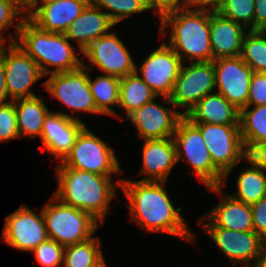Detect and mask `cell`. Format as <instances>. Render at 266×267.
<instances>
[{
    "label": "cell",
    "instance_id": "cell-32",
    "mask_svg": "<svg viewBox=\"0 0 266 267\" xmlns=\"http://www.w3.org/2000/svg\"><path fill=\"white\" fill-rule=\"evenodd\" d=\"M213 6L225 18L254 30L255 0H218Z\"/></svg>",
    "mask_w": 266,
    "mask_h": 267
},
{
    "label": "cell",
    "instance_id": "cell-40",
    "mask_svg": "<svg viewBox=\"0 0 266 267\" xmlns=\"http://www.w3.org/2000/svg\"><path fill=\"white\" fill-rule=\"evenodd\" d=\"M246 158L256 167L266 171V141L254 144L246 152Z\"/></svg>",
    "mask_w": 266,
    "mask_h": 267
},
{
    "label": "cell",
    "instance_id": "cell-25",
    "mask_svg": "<svg viewBox=\"0 0 266 267\" xmlns=\"http://www.w3.org/2000/svg\"><path fill=\"white\" fill-rule=\"evenodd\" d=\"M45 103L38 95L14 100L20 138L40 140L44 120L51 112Z\"/></svg>",
    "mask_w": 266,
    "mask_h": 267
},
{
    "label": "cell",
    "instance_id": "cell-17",
    "mask_svg": "<svg viewBox=\"0 0 266 267\" xmlns=\"http://www.w3.org/2000/svg\"><path fill=\"white\" fill-rule=\"evenodd\" d=\"M202 229L234 266L240 263L239 267H251L266 246V242L255 231L238 232L220 227Z\"/></svg>",
    "mask_w": 266,
    "mask_h": 267
},
{
    "label": "cell",
    "instance_id": "cell-30",
    "mask_svg": "<svg viewBox=\"0 0 266 267\" xmlns=\"http://www.w3.org/2000/svg\"><path fill=\"white\" fill-rule=\"evenodd\" d=\"M104 258L99 237L66 246L64 249L63 267H91Z\"/></svg>",
    "mask_w": 266,
    "mask_h": 267
},
{
    "label": "cell",
    "instance_id": "cell-46",
    "mask_svg": "<svg viewBox=\"0 0 266 267\" xmlns=\"http://www.w3.org/2000/svg\"><path fill=\"white\" fill-rule=\"evenodd\" d=\"M17 5H19L22 9L27 6L29 0H13Z\"/></svg>",
    "mask_w": 266,
    "mask_h": 267
},
{
    "label": "cell",
    "instance_id": "cell-13",
    "mask_svg": "<svg viewBox=\"0 0 266 267\" xmlns=\"http://www.w3.org/2000/svg\"><path fill=\"white\" fill-rule=\"evenodd\" d=\"M182 64L181 58L164 41L140 66L136 64L135 72L158 97L169 98Z\"/></svg>",
    "mask_w": 266,
    "mask_h": 267
},
{
    "label": "cell",
    "instance_id": "cell-33",
    "mask_svg": "<svg viewBox=\"0 0 266 267\" xmlns=\"http://www.w3.org/2000/svg\"><path fill=\"white\" fill-rule=\"evenodd\" d=\"M98 8L102 9L116 25L126 20L131 15L148 11L145 0H91Z\"/></svg>",
    "mask_w": 266,
    "mask_h": 267
},
{
    "label": "cell",
    "instance_id": "cell-27",
    "mask_svg": "<svg viewBox=\"0 0 266 267\" xmlns=\"http://www.w3.org/2000/svg\"><path fill=\"white\" fill-rule=\"evenodd\" d=\"M244 161L249 164L244 170L241 168L236 177L237 191L229 194L238 201L252 205L266 197V171L256 167L247 158Z\"/></svg>",
    "mask_w": 266,
    "mask_h": 267
},
{
    "label": "cell",
    "instance_id": "cell-24",
    "mask_svg": "<svg viewBox=\"0 0 266 267\" xmlns=\"http://www.w3.org/2000/svg\"><path fill=\"white\" fill-rule=\"evenodd\" d=\"M185 117L192 123L239 125L240 110L215 91L203 97Z\"/></svg>",
    "mask_w": 266,
    "mask_h": 267
},
{
    "label": "cell",
    "instance_id": "cell-39",
    "mask_svg": "<svg viewBox=\"0 0 266 267\" xmlns=\"http://www.w3.org/2000/svg\"><path fill=\"white\" fill-rule=\"evenodd\" d=\"M254 231L266 242V197L250 205Z\"/></svg>",
    "mask_w": 266,
    "mask_h": 267
},
{
    "label": "cell",
    "instance_id": "cell-47",
    "mask_svg": "<svg viewBox=\"0 0 266 267\" xmlns=\"http://www.w3.org/2000/svg\"><path fill=\"white\" fill-rule=\"evenodd\" d=\"M91 267H107L105 257L97 265Z\"/></svg>",
    "mask_w": 266,
    "mask_h": 267
},
{
    "label": "cell",
    "instance_id": "cell-2",
    "mask_svg": "<svg viewBox=\"0 0 266 267\" xmlns=\"http://www.w3.org/2000/svg\"><path fill=\"white\" fill-rule=\"evenodd\" d=\"M55 169L58 184L52 194L62 203L89 213L103 224L122 178L112 183V177L69 168L61 162Z\"/></svg>",
    "mask_w": 266,
    "mask_h": 267
},
{
    "label": "cell",
    "instance_id": "cell-16",
    "mask_svg": "<svg viewBox=\"0 0 266 267\" xmlns=\"http://www.w3.org/2000/svg\"><path fill=\"white\" fill-rule=\"evenodd\" d=\"M215 91L223 95L237 109L247 105L249 86L254 71L240 56L213 60Z\"/></svg>",
    "mask_w": 266,
    "mask_h": 267
},
{
    "label": "cell",
    "instance_id": "cell-44",
    "mask_svg": "<svg viewBox=\"0 0 266 267\" xmlns=\"http://www.w3.org/2000/svg\"><path fill=\"white\" fill-rule=\"evenodd\" d=\"M251 267H266V246L262 249L260 255Z\"/></svg>",
    "mask_w": 266,
    "mask_h": 267
},
{
    "label": "cell",
    "instance_id": "cell-36",
    "mask_svg": "<svg viewBox=\"0 0 266 267\" xmlns=\"http://www.w3.org/2000/svg\"><path fill=\"white\" fill-rule=\"evenodd\" d=\"M19 139L14 101L0 104V142Z\"/></svg>",
    "mask_w": 266,
    "mask_h": 267
},
{
    "label": "cell",
    "instance_id": "cell-20",
    "mask_svg": "<svg viewBox=\"0 0 266 267\" xmlns=\"http://www.w3.org/2000/svg\"><path fill=\"white\" fill-rule=\"evenodd\" d=\"M141 154L142 169L139 175L146 176L138 181L167 182L177 164L173 138L144 140Z\"/></svg>",
    "mask_w": 266,
    "mask_h": 267
},
{
    "label": "cell",
    "instance_id": "cell-3",
    "mask_svg": "<svg viewBox=\"0 0 266 267\" xmlns=\"http://www.w3.org/2000/svg\"><path fill=\"white\" fill-rule=\"evenodd\" d=\"M159 35L183 63L213 61L210 42V4H191L160 19ZM169 28V29H168ZM170 32L169 34L167 33Z\"/></svg>",
    "mask_w": 266,
    "mask_h": 267
},
{
    "label": "cell",
    "instance_id": "cell-19",
    "mask_svg": "<svg viewBox=\"0 0 266 267\" xmlns=\"http://www.w3.org/2000/svg\"><path fill=\"white\" fill-rule=\"evenodd\" d=\"M214 194H219L221 201L202 216L197 225L202 227H220L234 231H254L250 205L223 192L222 186L208 187ZM222 195V196H221Z\"/></svg>",
    "mask_w": 266,
    "mask_h": 267
},
{
    "label": "cell",
    "instance_id": "cell-35",
    "mask_svg": "<svg viewBox=\"0 0 266 267\" xmlns=\"http://www.w3.org/2000/svg\"><path fill=\"white\" fill-rule=\"evenodd\" d=\"M65 247L48 238L31 252L42 267H62Z\"/></svg>",
    "mask_w": 266,
    "mask_h": 267
},
{
    "label": "cell",
    "instance_id": "cell-37",
    "mask_svg": "<svg viewBox=\"0 0 266 267\" xmlns=\"http://www.w3.org/2000/svg\"><path fill=\"white\" fill-rule=\"evenodd\" d=\"M266 104V73L254 72L249 86L246 106Z\"/></svg>",
    "mask_w": 266,
    "mask_h": 267
},
{
    "label": "cell",
    "instance_id": "cell-1",
    "mask_svg": "<svg viewBox=\"0 0 266 267\" xmlns=\"http://www.w3.org/2000/svg\"><path fill=\"white\" fill-rule=\"evenodd\" d=\"M167 182L138 181L122 178L120 188L127 199L130 223L143 231L167 233L194 242L195 236L182 215V208L174 206L166 190Z\"/></svg>",
    "mask_w": 266,
    "mask_h": 267
},
{
    "label": "cell",
    "instance_id": "cell-18",
    "mask_svg": "<svg viewBox=\"0 0 266 267\" xmlns=\"http://www.w3.org/2000/svg\"><path fill=\"white\" fill-rule=\"evenodd\" d=\"M86 126L80 117L68 112H50L45 118L40 137L41 149L46 150L58 162L71 151L79 132Z\"/></svg>",
    "mask_w": 266,
    "mask_h": 267
},
{
    "label": "cell",
    "instance_id": "cell-10",
    "mask_svg": "<svg viewBox=\"0 0 266 267\" xmlns=\"http://www.w3.org/2000/svg\"><path fill=\"white\" fill-rule=\"evenodd\" d=\"M48 76L49 78L42 83L44 90L72 112L103 115L97 109L91 94L86 67L81 65L75 70L53 73Z\"/></svg>",
    "mask_w": 266,
    "mask_h": 267
},
{
    "label": "cell",
    "instance_id": "cell-11",
    "mask_svg": "<svg viewBox=\"0 0 266 267\" xmlns=\"http://www.w3.org/2000/svg\"><path fill=\"white\" fill-rule=\"evenodd\" d=\"M213 91H215L213 61L188 62L187 65L182 64L169 99L175 109L183 108L182 115L186 116L203 97Z\"/></svg>",
    "mask_w": 266,
    "mask_h": 267
},
{
    "label": "cell",
    "instance_id": "cell-29",
    "mask_svg": "<svg viewBox=\"0 0 266 267\" xmlns=\"http://www.w3.org/2000/svg\"><path fill=\"white\" fill-rule=\"evenodd\" d=\"M239 125L246 152L254 144L266 141V104L241 109Z\"/></svg>",
    "mask_w": 266,
    "mask_h": 267
},
{
    "label": "cell",
    "instance_id": "cell-21",
    "mask_svg": "<svg viewBox=\"0 0 266 267\" xmlns=\"http://www.w3.org/2000/svg\"><path fill=\"white\" fill-rule=\"evenodd\" d=\"M91 0H57L39 6L28 19L39 29L64 33Z\"/></svg>",
    "mask_w": 266,
    "mask_h": 267
},
{
    "label": "cell",
    "instance_id": "cell-43",
    "mask_svg": "<svg viewBox=\"0 0 266 267\" xmlns=\"http://www.w3.org/2000/svg\"><path fill=\"white\" fill-rule=\"evenodd\" d=\"M57 0H29L23 9L25 18H28L39 6Z\"/></svg>",
    "mask_w": 266,
    "mask_h": 267
},
{
    "label": "cell",
    "instance_id": "cell-42",
    "mask_svg": "<svg viewBox=\"0 0 266 267\" xmlns=\"http://www.w3.org/2000/svg\"><path fill=\"white\" fill-rule=\"evenodd\" d=\"M11 101L6 89V73L3 62L0 60V104Z\"/></svg>",
    "mask_w": 266,
    "mask_h": 267
},
{
    "label": "cell",
    "instance_id": "cell-5",
    "mask_svg": "<svg viewBox=\"0 0 266 267\" xmlns=\"http://www.w3.org/2000/svg\"><path fill=\"white\" fill-rule=\"evenodd\" d=\"M51 195V201L42 208L48 237L64 247L91 239L101 224L89 213Z\"/></svg>",
    "mask_w": 266,
    "mask_h": 267
},
{
    "label": "cell",
    "instance_id": "cell-41",
    "mask_svg": "<svg viewBox=\"0 0 266 267\" xmlns=\"http://www.w3.org/2000/svg\"><path fill=\"white\" fill-rule=\"evenodd\" d=\"M254 30H266V0H255Z\"/></svg>",
    "mask_w": 266,
    "mask_h": 267
},
{
    "label": "cell",
    "instance_id": "cell-6",
    "mask_svg": "<svg viewBox=\"0 0 266 267\" xmlns=\"http://www.w3.org/2000/svg\"><path fill=\"white\" fill-rule=\"evenodd\" d=\"M173 141L177 163L183 159L196 178L208 187L221 186L224 175L214 166L200 130L185 116L177 123Z\"/></svg>",
    "mask_w": 266,
    "mask_h": 267
},
{
    "label": "cell",
    "instance_id": "cell-26",
    "mask_svg": "<svg viewBox=\"0 0 266 267\" xmlns=\"http://www.w3.org/2000/svg\"><path fill=\"white\" fill-rule=\"evenodd\" d=\"M90 73L91 71L88 70V85L97 109L103 115L122 119L121 115L111 107L114 106L118 108L120 78L113 75L100 74L92 79Z\"/></svg>",
    "mask_w": 266,
    "mask_h": 267
},
{
    "label": "cell",
    "instance_id": "cell-8",
    "mask_svg": "<svg viewBox=\"0 0 266 267\" xmlns=\"http://www.w3.org/2000/svg\"><path fill=\"white\" fill-rule=\"evenodd\" d=\"M193 124L200 130L214 166L224 175L221 185L224 188L233 169L246 159L240 125Z\"/></svg>",
    "mask_w": 266,
    "mask_h": 267
},
{
    "label": "cell",
    "instance_id": "cell-15",
    "mask_svg": "<svg viewBox=\"0 0 266 267\" xmlns=\"http://www.w3.org/2000/svg\"><path fill=\"white\" fill-rule=\"evenodd\" d=\"M48 238L42 210L36 214L27 205H22L7 215L2 239L10 247L22 252H31Z\"/></svg>",
    "mask_w": 266,
    "mask_h": 267
},
{
    "label": "cell",
    "instance_id": "cell-34",
    "mask_svg": "<svg viewBox=\"0 0 266 267\" xmlns=\"http://www.w3.org/2000/svg\"><path fill=\"white\" fill-rule=\"evenodd\" d=\"M24 19L23 9L13 0H0V42H6L8 39V42H15L19 35L21 22ZM11 26L14 27L16 33L12 32L5 37L6 31Z\"/></svg>",
    "mask_w": 266,
    "mask_h": 267
},
{
    "label": "cell",
    "instance_id": "cell-14",
    "mask_svg": "<svg viewBox=\"0 0 266 267\" xmlns=\"http://www.w3.org/2000/svg\"><path fill=\"white\" fill-rule=\"evenodd\" d=\"M162 98L164 99L162 105L153 99L126 118V121H130L136 128L140 139L152 140L173 137L177 123L183 115L181 110L173 108L174 105L169 98Z\"/></svg>",
    "mask_w": 266,
    "mask_h": 267
},
{
    "label": "cell",
    "instance_id": "cell-22",
    "mask_svg": "<svg viewBox=\"0 0 266 267\" xmlns=\"http://www.w3.org/2000/svg\"><path fill=\"white\" fill-rule=\"evenodd\" d=\"M247 31L241 24L222 16L210 4V42L213 60L240 56Z\"/></svg>",
    "mask_w": 266,
    "mask_h": 267
},
{
    "label": "cell",
    "instance_id": "cell-9",
    "mask_svg": "<svg viewBox=\"0 0 266 267\" xmlns=\"http://www.w3.org/2000/svg\"><path fill=\"white\" fill-rule=\"evenodd\" d=\"M0 60L4 65L6 89L11 101L37 96L31 87L45 76L20 45L16 42H0Z\"/></svg>",
    "mask_w": 266,
    "mask_h": 267
},
{
    "label": "cell",
    "instance_id": "cell-4",
    "mask_svg": "<svg viewBox=\"0 0 266 267\" xmlns=\"http://www.w3.org/2000/svg\"><path fill=\"white\" fill-rule=\"evenodd\" d=\"M15 42L37 63L45 77L75 70L82 65L83 59L76 53L77 45L74 47L64 33L41 30L28 18L21 22Z\"/></svg>",
    "mask_w": 266,
    "mask_h": 267
},
{
    "label": "cell",
    "instance_id": "cell-38",
    "mask_svg": "<svg viewBox=\"0 0 266 267\" xmlns=\"http://www.w3.org/2000/svg\"><path fill=\"white\" fill-rule=\"evenodd\" d=\"M145 3L148 11L154 9V15H159V19L192 4L191 0H145Z\"/></svg>",
    "mask_w": 266,
    "mask_h": 267
},
{
    "label": "cell",
    "instance_id": "cell-23",
    "mask_svg": "<svg viewBox=\"0 0 266 267\" xmlns=\"http://www.w3.org/2000/svg\"><path fill=\"white\" fill-rule=\"evenodd\" d=\"M116 25L110 17L100 8L90 2L64 32L69 41H75L78 45V53L82 54L92 42L109 33Z\"/></svg>",
    "mask_w": 266,
    "mask_h": 267
},
{
    "label": "cell",
    "instance_id": "cell-12",
    "mask_svg": "<svg viewBox=\"0 0 266 267\" xmlns=\"http://www.w3.org/2000/svg\"><path fill=\"white\" fill-rule=\"evenodd\" d=\"M83 57L88 59L86 65H82L92 71L94 66L102 71V74L113 75L119 78L126 77L135 72L134 59L131 56L126 44L121 41L115 32H109L94 42H92L84 51Z\"/></svg>",
    "mask_w": 266,
    "mask_h": 267
},
{
    "label": "cell",
    "instance_id": "cell-31",
    "mask_svg": "<svg viewBox=\"0 0 266 267\" xmlns=\"http://www.w3.org/2000/svg\"><path fill=\"white\" fill-rule=\"evenodd\" d=\"M240 57L254 71L266 73V30H248Z\"/></svg>",
    "mask_w": 266,
    "mask_h": 267
},
{
    "label": "cell",
    "instance_id": "cell-7",
    "mask_svg": "<svg viewBox=\"0 0 266 267\" xmlns=\"http://www.w3.org/2000/svg\"><path fill=\"white\" fill-rule=\"evenodd\" d=\"M61 163L69 168L109 177L123 173L114 150L87 125L79 132L71 151Z\"/></svg>",
    "mask_w": 266,
    "mask_h": 267
},
{
    "label": "cell",
    "instance_id": "cell-28",
    "mask_svg": "<svg viewBox=\"0 0 266 267\" xmlns=\"http://www.w3.org/2000/svg\"><path fill=\"white\" fill-rule=\"evenodd\" d=\"M155 98L158 96L136 72L120 78L118 108L126 112L124 120L135 110Z\"/></svg>",
    "mask_w": 266,
    "mask_h": 267
},
{
    "label": "cell",
    "instance_id": "cell-45",
    "mask_svg": "<svg viewBox=\"0 0 266 267\" xmlns=\"http://www.w3.org/2000/svg\"><path fill=\"white\" fill-rule=\"evenodd\" d=\"M218 0H191L193 4H211L214 5Z\"/></svg>",
    "mask_w": 266,
    "mask_h": 267
}]
</instances>
